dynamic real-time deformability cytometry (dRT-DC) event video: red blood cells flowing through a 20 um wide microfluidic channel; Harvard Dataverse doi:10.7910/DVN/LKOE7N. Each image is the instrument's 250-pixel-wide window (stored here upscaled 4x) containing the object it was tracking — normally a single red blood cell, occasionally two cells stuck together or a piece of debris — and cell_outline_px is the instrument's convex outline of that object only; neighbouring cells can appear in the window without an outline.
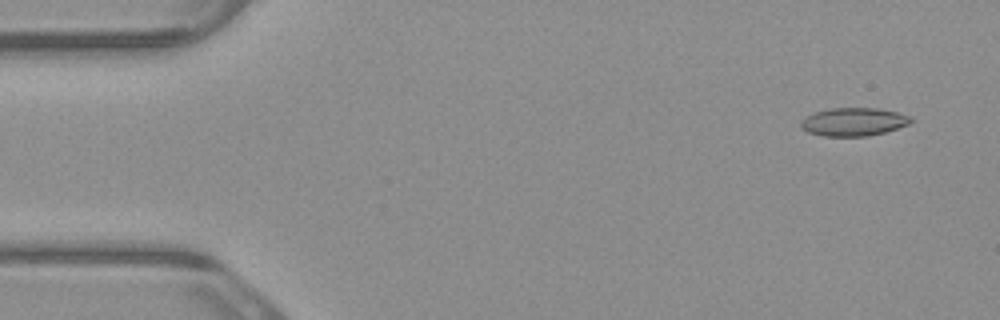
{"species": "common noctule bat (a hibernating species)", "species_latin": "Nyctalus noctula", "temperature_condition": "warm", "stored_images_in_passage": 5, "segment_of_instrument_passage": [2, 2], "camera_frame_rate_fps": 3000, "um_per_image_px": 0.085, "animal": {"sex": "male", "body_mass_g": 23.1, "forearm_length_mm": 52.7}, "frame": {"image": 1, "passage_image": 5, "time_ms": 1.333, "image_size_px": [1000, 320], "cell_outline_px": [[912, 120], [908, 124], [884, 132], [868, 136], [824, 136], [808, 132], [800, 128], [800, 124], [808, 116], [816, 112], [828, 108], [880, 108], [912, 116]], "centroid_in_image_um": [72.56, 10.35], "position_along_channel_um": 12.4, "area_um2": 17.92}}